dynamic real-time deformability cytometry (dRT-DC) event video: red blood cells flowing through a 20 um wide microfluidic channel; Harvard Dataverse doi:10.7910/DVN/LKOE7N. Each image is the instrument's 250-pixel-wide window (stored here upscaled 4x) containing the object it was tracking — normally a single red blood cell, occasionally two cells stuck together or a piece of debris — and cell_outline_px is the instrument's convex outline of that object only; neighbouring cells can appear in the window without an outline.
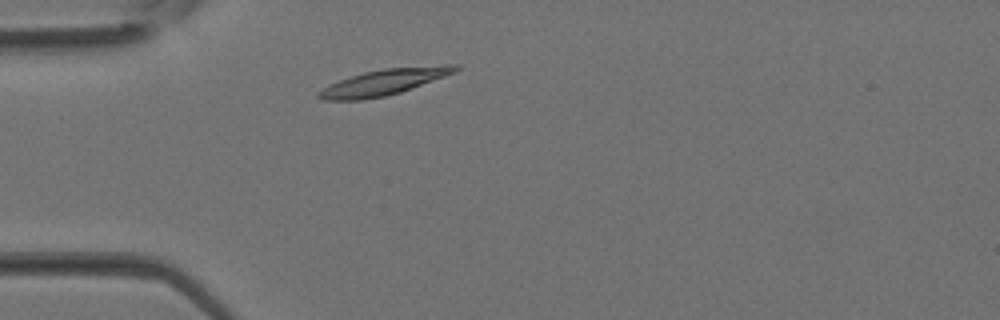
{"species": "Egyptian fruit bat (a non-hibernating species)", "species_latin": "Rousettus aegyptiacus", "temperature_condition": "room temperature", "stored_images_in_passage": 1, "camera_frame_rate_fps": 3000, "um_per_image_px": 0.085, "animal": {"sex": "female"}, "frame": {"image": 1, "passage_image": 1, "time_ms": 0.0, "image_size_px": [1000, 320], "cell_outline_px": [[460, 68], [456, 72], [400, 92], [384, 96], [360, 100], [324, 100], [316, 96], [316, 92], [340, 80], [364, 72], [384, 68], [444, 64], [460, 64]], "centroid_in_image_um": [32.69, 6.96], "position_along_channel_um": 52.3, "area_um2": 20.52}}